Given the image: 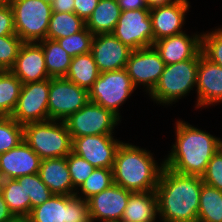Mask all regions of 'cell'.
Here are the masks:
<instances>
[{
    "label": "cell",
    "instance_id": "cell-35",
    "mask_svg": "<svg viewBox=\"0 0 222 222\" xmlns=\"http://www.w3.org/2000/svg\"><path fill=\"white\" fill-rule=\"evenodd\" d=\"M201 51L207 59L222 67V28L201 34Z\"/></svg>",
    "mask_w": 222,
    "mask_h": 222
},
{
    "label": "cell",
    "instance_id": "cell-40",
    "mask_svg": "<svg viewBox=\"0 0 222 222\" xmlns=\"http://www.w3.org/2000/svg\"><path fill=\"white\" fill-rule=\"evenodd\" d=\"M100 0H75L74 13L85 22L92 15Z\"/></svg>",
    "mask_w": 222,
    "mask_h": 222
},
{
    "label": "cell",
    "instance_id": "cell-1",
    "mask_svg": "<svg viewBox=\"0 0 222 222\" xmlns=\"http://www.w3.org/2000/svg\"><path fill=\"white\" fill-rule=\"evenodd\" d=\"M202 177L183 175L164 166L155 189L162 222H198Z\"/></svg>",
    "mask_w": 222,
    "mask_h": 222
},
{
    "label": "cell",
    "instance_id": "cell-15",
    "mask_svg": "<svg viewBox=\"0 0 222 222\" xmlns=\"http://www.w3.org/2000/svg\"><path fill=\"white\" fill-rule=\"evenodd\" d=\"M132 191L117 184L88 199L89 218L102 222H121Z\"/></svg>",
    "mask_w": 222,
    "mask_h": 222
},
{
    "label": "cell",
    "instance_id": "cell-21",
    "mask_svg": "<svg viewBox=\"0 0 222 222\" xmlns=\"http://www.w3.org/2000/svg\"><path fill=\"white\" fill-rule=\"evenodd\" d=\"M153 46L165 65L175 64L193 59L201 51V35L188 36L183 32L155 41Z\"/></svg>",
    "mask_w": 222,
    "mask_h": 222
},
{
    "label": "cell",
    "instance_id": "cell-7",
    "mask_svg": "<svg viewBox=\"0 0 222 222\" xmlns=\"http://www.w3.org/2000/svg\"><path fill=\"white\" fill-rule=\"evenodd\" d=\"M135 89L125 68L101 72L88 90L89 101L112 111L120 118L119 106L131 96Z\"/></svg>",
    "mask_w": 222,
    "mask_h": 222
},
{
    "label": "cell",
    "instance_id": "cell-33",
    "mask_svg": "<svg viewBox=\"0 0 222 222\" xmlns=\"http://www.w3.org/2000/svg\"><path fill=\"white\" fill-rule=\"evenodd\" d=\"M93 38L94 34L85 27L76 34L57 39L56 41L71 58H74L77 55L91 52Z\"/></svg>",
    "mask_w": 222,
    "mask_h": 222
},
{
    "label": "cell",
    "instance_id": "cell-14",
    "mask_svg": "<svg viewBox=\"0 0 222 222\" xmlns=\"http://www.w3.org/2000/svg\"><path fill=\"white\" fill-rule=\"evenodd\" d=\"M113 137V134L76 137L72 140V152L96 168H113L116 152L122 143Z\"/></svg>",
    "mask_w": 222,
    "mask_h": 222
},
{
    "label": "cell",
    "instance_id": "cell-16",
    "mask_svg": "<svg viewBox=\"0 0 222 222\" xmlns=\"http://www.w3.org/2000/svg\"><path fill=\"white\" fill-rule=\"evenodd\" d=\"M132 51L112 33L94 35L91 53L100 73L126 68Z\"/></svg>",
    "mask_w": 222,
    "mask_h": 222
},
{
    "label": "cell",
    "instance_id": "cell-2",
    "mask_svg": "<svg viewBox=\"0 0 222 222\" xmlns=\"http://www.w3.org/2000/svg\"><path fill=\"white\" fill-rule=\"evenodd\" d=\"M175 126L176 142L164 160L165 167L179 174L202 177L218 151L219 138L182 120Z\"/></svg>",
    "mask_w": 222,
    "mask_h": 222
},
{
    "label": "cell",
    "instance_id": "cell-22",
    "mask_svg": "<svg viewBox=\"0 0 222 222\" xmlns=\"http://www.w3.org/2000/svg\"><path fill=\"white\" fill-rule=\"evenodd\" d=\"M38 174L53 194L75 195L66 157L42 160Z\"/></svg>",
    "mask_w": 222,
    "mask_h": 222
},
{
    "label": "cell",
    "instance_id": "cell-50",
    "mask_svg": "<svg viewBox=\"0 0 222 222\" xmlns=\"http://www.w3.org/2000/svg\"><path fill=\"white\" fill-rule=\"evenodd\" d=\"M8 0H0V4L7 2Z\"/></svg>",
    "mask_w": 222,
    "mask_h": 222
},
{
    "label": "cell",
    "instance_id": "cell-3",
    "mask_svg": "<svg viewBox=\"0 0 222 222\" xmlns=\"http://www.w3.org/2000/svg\"><path fill=\"white\" fill-rule=\"evenodd\" d=\"M153 158L149 151L122 142L112 168L114 184L132 192L155 191L165 165Z\"/></svg>",
    "mask_w": 222,
    "mask_h": 222
},
{
    "label": "cell",
    "instance_id": "cell-17",
    "mask_svg": "<svg viewBox=\"0 0 222 222\" xmlns=\"http://www.w3.org/2000/svg\"><path fill=\"white\" fill-rule=\"evenodd\" d=\"M197 104L211 106L222 102V67L207 59L200 51L197 70Z\"/></svg>",
    "mask_w": 222,
    "mask_h": 222
},
{
    "label": "cell",
    "instance_id": "cell-28",
    "mask_svg": "<svg viewBox=\"0 0 222 222\" xmlns=\"http://www.w3.org/2000/svg\"><path fill=\"white\" fill-rule=\"evenodd\" d=\"M86 27V22L75 13L52 12L47 39L57 40L65 38L82 31Z\"/></svg>",
    "mask_w": 222,
    "mask_h": 222
},
{
    "label": "cell",
    "instance_id": "cell-12",
    "mask_svg": "<svg viewBox=\"0 0 222 222\" xmlns=\"http://www.w3.org/2000/svg\"><path fill=\"white\" fill-rule=\"evenodd\" d=\"M49 88L50 78L23 84L11 117L22 125L49 120Z\"/></svg>",
    "mask_w": 222,
    "mask_h": 222
},
{
    "label": "cell",
    "instance_id": "cell-4",
    "mask_svg": "<svg viewBox=\"0 0 222 222\" xmlns=\"http://www.w3.org/2000/svg\"><path fill=\"white\" fill-rule=\"evenodd\" d=\"M23 127L24 141L42 160L66 157L72 152V139L64 121L31 122Z\"/></svg>",
    "mask_w": 222,
    "mask_h": 222
},
{
    "label": "cell",
    "instance_id": "cell-43",
    "mask_svg": "<svg viewBox=\"0 0 222 222\" xmlns=\"http://www.w3.org/2000/svg\"><path fill=\"white\" fill-rule=\"evenodd\" d=\"M14 215L8 209V206L0 191V222L10 221Z\"/></svg>",
    "mask_w": 222,
    "mask_h": 222
},
{
    "label": "cell",
    "instance_id": "cell-13",
    "mask_svg": "<svg viewBox=\"0 0 222 222\" xmlns=\"http://www.w3.org/2000/svg\"><path fill=\"white\" fill-rule=\"evenodd\" d=\"M165 63L154 46L133 50L126 64V70L135 88L144 85L149 94L158 83Z\"/></svg>",
    "mask_w": 222,
    "mask_h": 222
},
{
    "label": "cell",
    "instance_id": "cell-31",
    "mask_svg": "<svg viewBox=\"0 0 222 222\" xmlns=\"http://www.w3.org/2000/svg\"><path fill=\"white\" fill-rule=\"evenodd\" d=\"M112 184H114L112 168H95L91 175L78 188L84 196H80L79 191H76L75 196L88 200L93 195L109 188Z\"/></svg>",
    "mask_w": 222,
    "mask_h": 222
},
{
    "label": "cell",
    "instance_id": "cell-26",
    "mask_svg": "<svg viewBox=\"0 0 222 222\" xmlns=\"http://www.w3.org/2000/svg\"><path fill=\"white\" fill-rule=\"evenodd\" d=\"M99 70L92 53L77 55L72 58L68 72L64 78L79 87L89 90L99 77Z\"/></svg>",
    "mask_w": 222,
    "mask_h": 222
},
{
    "label": "cell",
    "instance_id": "cell-11",
    "mask_svg": "<svg viewBox=\"0 0 222 222\" xmlns=\"http://www.w3.org/2000/svg\"><path fill=\"white\" fill-rule=\"evenodd\" d=\"M112 34L133 50L153 46L150 9L122 11Z\"/></svg>",
    "mask_w": 222,
    "mask_h": 222
},
{
    "label": "cell",
    "instance_id": "cell-5",
    "mask_svg": "<svg viewBox=\"0 0 222 222\" xmlns=\"http://www.w3.org/2000/svg\"><path fill=\"white\" fill-rule=\"evenodd\" d=\"M200 52L189 60L165 65L161 77L149 96L163 105L175 103L185 97L197 84Z\"/></svg>",
    "mask_w": 222,
    "mask_h": 222
},
{
    "label": "cell",
    "instance_id": "cell-8",
    "mask_svg": "<svg viewBox=\"0 0 222 222\" xmlns=\"http://www.w3.org/2000/svg\"><path fill=\"white\" fill-rule=\"evenodd\" d=\"M28 218L30 222H84L89 219L88 200L53 194L43 204L32 208Z\"/></svg>",
    "mask_w": 222,
    "mask_h": 222
},
{
    "label": "cell",
    "instance_id": "cell-46",
    "mask_svg": "<svg viewBox=\"0 0 222 222\" xmlns=\"http://www.w3.org/2000/svg\"><path fill=\"white\" fill-rule=\"evenodd\" d=\"M218 151L221 153L222 155V140L219 138L218 139Z\"/></svg>",
    "mask_w": 222,
    "mask_h": 222
},
{
    "label": "cell",
    "instance_id": "cell-29",
    "mask_svg": "<svg viewBox=\"0 0 222 222\" xmlns=\"http://www.w3.org/2000/svg\"><path fill=\"white\" fill-rule=\"evenodd\" d=\"M22 81L10 70L0 71V117L11 116L20 96Z\"/></svg>",
    "mask_w": 222,
    "mask_h": 222
},
{
    "label": "cell",
    "instance_id": "cell-6",
    "mask_svg": "<svg viewBox=\"0 0 222 222\" xmlns=\"http://www.w3.org/2000/svg\"><path fill=\"white\" fill-rule=\"evenodd\" d=\"M14 19L16 35L28 43L47 38L52 5L42 0H8Z\"/></svg>",
    "mask_w": 222,
    "mask_h": 222
},
{
    "label": "cell",
    "instance_id": "cell-42",
    "mask_svg": "<svg viewBox=\"0 0 222 222\" xmlns=\"http://www.w3.org/2000/svg\"><path fill=\"white\" fill-rule=\"evenodd\" d=\"M75 0H54L52 5V12L60 13H74Z\"/></svg>",
    "mask_w": 222,
    "mask_h": 222
},
{
    "label": "cell",
    "instance_id": "cell-23",
    "mask_svg": "<svg viewBox=\"0 0 222 222\" xmlns=\"http://www.w3.org/2000/svg\"><path fill=\"white\" fill-rule=\"evenodd\" d=\"M158 215V199L155 191L132 192L121 222L155 221Z\"/></svg>",
    "mask_w": 222,
    "mask_h": 222
},
{
    "label": "cell",
    "instance_id": "cell-49",
    "mask_svg": "<svg viewBox=\"0 0 222 222\" xmlns=\"http://www.w3.org/2000/svg\"><path fill=\"white\" fill-rule=\"evenodd\" d=\"M84 222H94V220H93L92 218H89V219H87V220L84 221Z\"/></svg>",
    "mask_w": 222,
    "mask_h": 222
},
{
    "label": "cell",
    "instance_id": "cell-38",
    "mask_svg": "<svg viewBox=\"0 0 222 222\" xmlns=\"http://www.w3.org/2000/svg\"><path fill=\"white\" fill-rule=\"evenodd\" d=\"M203 183L222 191V155L217 151L202 176Z\"/></svg>",
    "mask_w": 222,
    "mask_h": 222
},
{
    "label": "cell",
    "instance_id": "cell-32",
    "mask_svg": "<svg viewBox=\"0 0 222 222\" xmlns=\"http://www.w3.org/2000/svg\"><path fill=\"white\" fill-rule=\"evenodd\" d=\"M24 140V127L11 116L0 117V154L7 152Z\"/></svg>",
    "mask_w": 222,
    "mask_h": 222
},
{
    "label": "cell",
    "instance_id": "cell-25",
    "mask_svg": "<svg viewBox=\"0 0 222 222\" xmlns=\"http://www.w3.org/2000/svg\"><path fill=\"white\" fill-rule=\"evenodd\" d=\"M0 191L14 216H29L31 201L24 189V176L17 179H5Z\"/></svg>",
    "mask_w": 222,
    "mask_h": 222
},
{
    "label": "cell",
    "instance_id": "cell-18",
    "mask_svg": "<svg viewBox=\"0 0 222 222\" xmlns=\"http://www.w3.org/2000/svg\"><path fill=\"white\" fill-rule=\"evenodd\" d=\"M42 159L23 140L13 149L0 154V171L5 179L37 174Z\"/></svg>",
    "mask_w": 222,
    "mask_h": 222
},
{
    "label": "cell",
    "instance_id": "cell-44",
    "mask_svg": "<svg viewBox=\"0 0 222 222\" xmlns=\"http://www.w3.org/2000/svg\"><path fill=\"white\" fill-rule=\"evenodd\" d=\"M179 1L181 0H146V3L148 8L152 9L159 6L170 5Z\"/></svg>",
    "mask_w": 222,
    "mask_h": 222
},
{
    "label": "cell",
    "instance_id": "cell-19",
    "mask_svg": "<svg viewBox=\"0 0 222 222\" xmlns=\"http://www.w3.org/2000/svg\"><path fill=\"white\" fill-rule=\"evenodd\" d=\"M189 4L188 0H181L150 9L154 42L184 32L181 29L185 22V13L190 9Z\"/></svg>",
    "mask_w": 222,
    "mask_h": 222
},
{
    "label": "cell",
    "instance_id": "cell-27",
    "mask_svg": "<svg viewBox=\"0 0 222 222\" xmlns=\"http://www.w3.org/2000/svg\"><path fill=\"white\" fill-rule=\"evenodd\" d=\"M45 57V65L50 78L65 77L72 58L56 40L44 39L39 42Z\"/></svg>",
    "mask_w": 222,
    "mask_h": 222
},
{
    "label": "cell",
    "instance_id": "cell-20",
    "mask_svg": "<svg viewBox=\"0 0 222 222\" xmlns=\"http://www.w3.org/2000/svg\"><path fill=\"white\" fill-rule=\"evenodd\" d=\"M10 71L23 84L50 78L47 73L42 46L38 42H24L22 44L16 62Z\"/></svg>",
    "mask_w": 222,
    "mask_h": 222
},
{
    "label": "cell",
    "instance_id": "cell-34",
    "mask_svg": "<svg viewBox=\"0 0 222 222\" xmlns=\"http://www.w3.org/2000/svg\"><path fill=\"white\" fill-rule=\"evenodd\" d=\"M23 43L16 34L0 36V71L12 69Z\"/></svg>",
    "mask_w": 222,
    "mask_h": 222
},
{
    "label": "cell",
    "instance_id": "cell-39",
    "mask_svg": "<svg viewBox=\"0 0 222 222\" xmlns=\"http://www.w3.org/2000/svg\"><path fill=\"white\" fill-rule=\"evenodd\" d=\"M15 34L13 11L7 1L0 4V36Z\"/></svg>",
    "mask_w": 222,
    "mask_h": 222
},
{
    "label": "cell",
    "instance_id": "cell-45",
    "mask_svg": "<svg viewBox=\"0 0 222 222\" xmlns=\"http://www.w3.org/2000/svg\"><path fill=\"white\" fill-rule=\"evenodd\" d=\"M7 222H30L27 216H14L10 221Z\"/></svg>",
    "mask_w": 222,
    "mask_h": 222
},
{
    "label": "cell",
    "instance_id": "cell-24",
    "mask_svg": "<svg viewBox=\"0 0 222 222\" xmlns=\"http://www.w3.org/2000/svg\"><path fill=\"white\" fill-rule=\"evenodd\" d=\"M121 12L117 0H100L86 21V28L94 35L113 33Z\"/></svg>",
    "mask_w": 222,
    "mask_h": 222
},
{
    "label": "cell",
    "instance_id": "cell-36",
    "mask_svg": "<svg viewBox=\"0 0 222 222\" xmlns=\"http://www.w3.org/2000/svg\"><path fill=\"white\" fill-rule=\"evenodd\" d=\"M24 189L26 190V195L30 198L31 210L43 204L53 195L49 188L42 182L38 173L24 176Z\"/></svg>",
    "mask_w": 222,
    "mask_h": 222
},
{
    "label": "cell",
    "instance_id": "cell-48",
    "mask_svg": "<svg viewBox=\"0 0 222 222\" xmlns=\"http://www.w3.org/2000/svg\"><path fill=\"white\" fill-rule=\"evenodd\" d=\"M42 1L47 2L49 4H52L54 2V0H42Z\"/></svg>",
    "mask_w": 222,
    "mask_h": 222
},
{
    "label": "cell",
    "instance_id": "cell-30",
    "mask_svg": "<svg viewBox=\"0 0 222 222\" xmlns=\"http://www.w3.org/2000/svg\"><path fill=\"white\" fill-rule=\"evenodd\" d=\"M198 222H222V191L202 184Z\"/></svg>",
    "mask_w": 222,
    "mask_h": 222
},
{
    "label": "cell",
    "instance_id": "cell-9",
    "mask_svg": "<svg viewBox=\"0 0 222 222\" xmlns=\"http://www.w3.org/2000/svg\"><path fill=\"white\" fill-rule=\"evenodd\" d=\"M64 122L73 140L85 135L113 134L120 118L112 111L89 101Z\"/></svg>",
    "mask_w": 222,
    "mask_h": 222
},
{
    "label": "cell",
    "instance_id": "cell-37",
    "mask_svg": "<svg viewBox=\"0 0 222 222\" xmlns=\"http://www.w3.org/2000/svg\"><path fill=\"white\" fill-rule=\"evenodd\" d=\"M66 158L70 176L73 182V188L77 191L78 187L85 182L96 167L73 152L68 154Z\"/></svg>",
    "mask_w": 222,
    "mask_h": 222
},
{
    "label": "cell",
    "instance_id": "cell-10",
    "mask_svg": "<svg viewBox=\"0 0 222 222\" xmlns=\"http://www.w3.org/2000/svg\"><path fill=\"white\" fill-rule=\"evenodd\" d=\"M89 102L88 90L64 77L50 78L49 120L64 121Z\"/></svg>",
    "mask_w": 222,
    "mask_h": 222
},
{
    "label": "cell",
    "instance_id": "cell-47",
    "mask_svg": "<svg viewBox=\"0 0 222 222\" xmlns=\"http://www.w3.org/2000/svg\"><path fill=\"white\" fill-rule=\"evenodd\" d=\"M3 181H4V178H3L2 174H1V171H0V190H1L2 185H3Z\"/></svg>",
    "mask_w": 222,
    "mask_h": 222
},
{
    "label": "cell",
    "instance_id": "cell-41",
    "mask_svg": "<svg viewBox=\"0 0 222 222\" xmlns=\"http://www.w3.org/2000/svg\"><path fill=\"white\" fill-rule=\"evenodd\" d=\"M121 11L149 9L146 0H117Z\"/></svg>",
    "mask_w": 222,
    "mask_h": 222
}]
</instances>
